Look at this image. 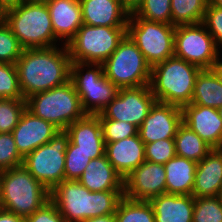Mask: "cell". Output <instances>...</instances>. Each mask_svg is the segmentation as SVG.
<instances>
[{
	"instance_id": "obj_1",
	"label": "cell",
	"mask_w": 222,
	"mask_h": 222,
	"mask_svg": "<svg viewBox=\"0 0 222 222\" xmlns=\"http://www.w3.org/2000/svg\"><path fill=\"white\" fill-rule=\"evenodd\" d=\"M15 65L24 99L70 80L71 58L64 44L50 48L23 49Z\"/></svg>"
},
{
	"instance_id": "obj_2",
	"label": "cell",
	"mask_w": 222,
	"mask_h": 222,
	"mask_svg": "<svg viewBox=\"0 0 222 222\" xmlns=\"http://www.w3.org/2000/svg\"><path fill=\"white\" fill-rule=\"evenodd\" d=\"M124 190L92 192L78 180H63L50 191L65 222H81L102 215L115 214Z\"/></svg>"
},
{
	"instance_id": "obj_3",
	"label": "cell",
	"mask_w": 222,
	"mask_h": 222,
	"mask_svg": "<svg viewBox=\"0 0 222 222\" xmlns=\"http://www.w3.org/2000/svg\"><path fill=\"white\" fill-rule=\"evenodd\" d=\"M201 70L175 55L151 67L149 86L156 101L180 108L190 104Z\"/></svg>"
},
{
	"instance_id": "obj_4",
	"label": "cell",
	"mask_w": 222,
	"mask_h": 222,
	"mask_svg": "<svg viewBox=\"0 0 222 222\" xmlns=\"http://www.w3.org/2000/svg\"><path fill=\"white\" fill-rule=\"evenodd\" d=\"M4 22L23 49L50 48L62 43L55 37L46 3H25L5 10Z\"/></svg>"
},
{
	"instance_id": "obj_5",
	"label": "cell",
	"mask_w": 222,
	"mask_h": 222,
	"mask_svg": "<svg viewBox=\"0 0 222 222\" xmlns=\"http://www.w3.org/2000/svg\"><path fill=\"white\" fill-rule=\"evenodd\" d=\"M49 200L50 190L23 165L1 172L0 204L3 210L25 218Z\"/></svg>"
},
{
	"instance_id": "obj_6",
	"label": "cell",
	"mask_w": 222,
	"mask_h": 222,
	"mask_svg": "<svg viewBox=\"0 0 222 222\" xmlns=\"http://www.w3.org/2000/svg\"><path fill=\"white\" fill-rule=\"evenodd\" d=\"M25 100L28 111L52 123L59 130H66L70 124L87 115L71 80L50 90L35 93Z\"/></svg>"
},
{
	"instance_id": "obj_7",
	"label": "cell",
	"mask_w": 222,
	"mask_h": 222,
	"mask_svg": "<svg viewBox=\"0 0 222 222\" xmlns=\"http://www.w3.org/2000/svg\"><path fill=\"white\" fill-rule=\"evenodd\" d=\"M126 28L83 24L66 44L71 61L103 64L125 37Z\"/></svg>"
},
{
	"instance_id": "obj_8",
	"label": "cell",
	"mask_w": 222,
	"mask_h": 222,
	"mask_svg": "<svg viewBox=\"0 0 222 222\" xmlns=\"http://www.w3.org/2000/svg\"><path fill=\"white\" fill-rule=\"evenodd\" d=\"M102 65L106 78L118 89L150 84L151 66L127 34Z\"/></svg>"
},
{
	"instance_id": "obj_9",
	"label": "cell",
	"mask_w": 222,
	"mask_h": 222,
	"mask_svg": "<svg viewBox=\"0 0 222 222\" xmlns=\"http://www.w3.org/2000/svg\"><path fill=\"white\" fill-rule=\"evenodd\" d=\"M70 80L87 114H99L117 95L118 88L109 81L102 64L71 61Z\"/></svg>"
},
{
	"instance_id": "obj_10",
	"label": "cell",
	"mask_w": 222,
	"mask_h": 222,
	"mask_svg": "<svg viewBox=\"0 0 222 222\" xmlns=\"http://www.w3.org/2000/svg\"><path fill=\"white\" fill-rule=\"evenodd\" d=\"M176 26L140 17H129L126 34L142 52L146 62L153 67L174 56Z\"/></svg>"
},
{
	"instance_id": "obj_11",
	"label": "cell",
	"mask_w": 222,
	"mask_h": 222,
	"mask_svg": "<svg viewBox=\"0 0 222 222\" xmlns=\"http://www.w3.org/2000/svg\"><path fill=\"white\" fill-rule=\"evenodd\" d=\"M70 141L65 130L58 133L46 144L27 154L23 166L48 190L65 180V152Z\"/></svg>"
},
{
	"instance_id": "obj_12",
	"label": "cell",
	"mask_w": 222,
	"mask_h": 222,
	"mask_svg": "<svg viewBox=\"0 0 222 222\" xmlns=\"http://www.w3.org/2000/svg\"><path fill=\"white\" fill-rule=\"evenodd\" d=\"M222 51L204 24L178 25L174 35V55L201 69H211Z\"/></svg>"
},
{
	"instance_id": "obj_13",
	"label": "cell",
	"mask_w": 222,
	"mask_h": 222,
	"mask_svg": "<svg viewBox=\"0 0 222 222\" xmlns=\"http://www.w3.org/2000/svg\"><path fill=\"white\" fill-rule=\"evenodd\" d=\"M155 102L149 85L120 88L116 97L97 115L99 119L125 121L139 128Z\"/></svg>"
},
{
	"instance_id": "obj_14",
	"label": "cell",
	"mask_w": 222,
	"mask_h": 222,
	"mask_svg": "<svg viewBox=\"0 0 222 222\" xmlns=\"http://www.w3.org/2000/svg\"><path fill=\"white\" fill-rule=\"evenodd\" d=\"M165 193L164 164L144 161L124 179L123 196L129 199L149 201Z\"/></svg>"
},
{
	"instance_id": "obj_15",
	"label": "cell",
	"mask_w": 222,
	"mask_h": 222,
	"mask_svg": "<svg viewBox=\"0 0 222 222\" xmlns=\"http://www.w3.org/2000/svg\"><path fill=\"white\" fill-rule=\"evenodd\" d=\"M181 124L182 109L180 107L156 101L138 128V135L144 144L174 138Z\"/></svg>"
},
{
	"instance_id": "obj_16",
	"label": "cell",
	"mask_w": 222,
	"mask_h": 222,
	"mask_svg": "<svg viewBox=\"0 0 222 222\" xmlns=\"http://www.w3.org/2000/svg\"><path fill=\"white\" fill-rule=\"evenodd\" d=\"M59 129L52 123L36 117L25 109L12 131L19 153L25 157L36 148L48 143Z\"/></svg>"
},
{
	"instance_id": "obj_17",
	"label": "cell",
	"mask_w": 222,
	"mask_h": 222,
	"mask_svg": "<svg viewBox=\"0 0 222 222\" xmlns=\"http://www.w3.org/2000/svg\"><path fill=\"white\" fill-rule=\"evenodd\" d=\"M181 109L182 123L212 148H222V119L218 109L191 103Z\"/></svg>"
},
{
	"instance_id": "obj_18",
	"label": "cell",
	"mask_w": 222,
	"mask_h": 222,
	"mask_svg": "<svg viewBox=\"0 0 222 222\" xmlns=\"http://www.w3.org/2000/svg\"><path fill=\"white\" fill-rule=\"evenodd\" d=\"M76 150L90 155L91 159L105 155L106 143L98 115L87 114L70 124L65 130Z\"/></svg>"
},
{
	"instance_id": "obj_19",
	"label": "cell",
	"mask_w": 222,
	"mask_h": 222,
	"mask_svg": "<svg viewBox=\"0 0 222 222\" xmlns=\"http://www.w3.org/2000/svg\"><path fill=\"white\" fill-rule=\"evenodd\" d=\"M55 37L66 45L84 24L79 0H48Z\"/></svg>"
},
{
	"instance_id": "obj_20",
	"label": "cell",
	"mask_w": 222,
	"mask_h": 222,
	"mask_svg": "<svg viewBox=\"0 0 222 222\" xmlns=\"http://www.w3.org/2000/svg\"><path fill=\"white\" fill-rule=\"evenodd\" d=\"M105 143V155L123 179L145 161V144L138 134L120 141Z\"/></svg>"
},
{
	"instance_id": "obj_21",
	"label": "cell",
	"mask_w": 222,
	"mask_h": 222,
	"mask_svg": "<svg viewBox=\"0 0 222 222\" xmlns=\"http://www.w3.org/2000/svg\"><path fill=\"white\" fill-rule=\"evenodd\" d=\"M83 23L90 26L127 27L130 13L121 0H79Z\"/></svg>"
},
{
	"instance_id": "obj_22",
	"label": "cell",
	"mask_w": 222,
	"mask_h": 222,
	"mask_svg": "<svg viewBox=\"0 0 222 222\" xmlns=\"http://www.w3.org/2000/svg\"><path fill=\"white\" fill-rule=\"evenodd\" d=\"M222 187V148H213L195 171L192 196L196 198L218 196Z\"/></svg>"
},
{
	"instance_id": "obj_23",
	"label": "cell",
	"mask_w": 222,
	"mask_h": 222,
	"mask_svg": "<svg viewBox=\"0 0 222 222\" xmlns=\"http://www.w3.org/2000/svg\"><path fill=\"white\" fill-rule=\"evenodd\" d=\"M155 222H193L195 198L192 195L161 194L149 200Z\"/></svg>"
},
{
	"instance_id": "obj_24",
	"label": "cell",
	"mask_w": 222,
	"mask_h": 222,
	"mask_svg": "<svg viewBox=\"0 0 222 222\" xmlns=\"http://www.w3.org/2000/svg\"><path fill=\"white\" fill-rule=\"evenodd\" d=\"M78 181L89 191L124 190V179L107 156L92 159Z\"/></svg>"
},
{
	"instance_id": "obj_25",
	"label": "cell",
	"mask_w": 222,
	"mask_h": 222,
	"mask_svg": "<svg viewBox=\"0 0 222 222\" xmlns=\"http://www.w3.org/2000/svg\"><path fill=\"white\" fill-rule=\"evenodd\" d=\"M196 166V162L177 155L166 162V193L192 195Z\"/></svg>"
},
{
	"instance_id": "obj_26",
	"label": "cell",
	"mask_w": 222,
	"mask_h": 222,
	"mask_svg": "<svg viewBox=\"0 0 222 222\" xmlns=\"http://www.w3.org/2000/svg\"><path fill=\"white\" fill-rule=\"evenodd\" d=\"M191 104L222 107V84L212 69H202L197 75Z\"/></svg>"
},
{
	"instance_id": "obj_27",
	"label": "cell",
	"mask_w": 222,
	"mask_h": 222,
	"mask_svg": "<svg viewBox=\"0 0 222 222\" xmlns=\"http://www.w3.org/2000/svg\"><path fill=\"white\" fill-rule=\"evenodd\" d=\"M174 141L176 155L196 163L200 162L213 149L184 123L178 127Z\"/></svg>"
},
{
	"instance_id": "obj_28",
	"label": "cell",
	"mask_w": 222,
	"mask_h": 222,
	"mask_svg": "<svg viewBox=\"0 0 222 222\" xmlns=\"http://www.w3.org/2000/svg\"><path fill=\"white\" fill-rule=\"evenodd\" d=\"M208 0H171V24L174 26L203 22Z\"/></svg>"
},
{
	"instance_id": "obj_29",
	"label": "cell",
	"mask_w": 222,
	"mask_h": 222,
	"mask_svg": "<svg viewBox=\"0 0 222 222\" xmlns=\"http://www.w3.org/2000/svg\"><path fill=\"white\" fill-rule=\"evenodd\" d=\"M116 222H155L154 210L149 201L132 200L125 196L119 201Z\"/></svg>"
},
{
	"instance_id": "obj_30",
	"label": "cell",
	"mask_w": 222,
	"mask_h": 222,
	"mask_svg": "<svg viewBox=\"0 0 222 222\" xmlns=\"http://www.w3.org/2000/svg\"><path fill=\"white\" fill-rule=\"evenodd\" d=\"M129 17L171 24V0H144Z\"/></svg>"
},
{
	"instance_id": "obj_31",
	"label": "cell",
	"mask_w": 222,
	"mask_h": 222,
	"mask_svg": "<svg viewBox=\"0 0 222 222\" xmlns=\"http://www.w3.org/2000/svg\"><path fill=\"white\" fill-rule=\"evenodd\" d=\"M25 109V99L0 98V133H12Z\"/></svg>"
},
{
	"instance_id": "obj_32",
	"label": "cell",
	"mask_w": 222,
	"mask_h": 222,
	"mask_svg": "<svg viewBox=\"0 0 222 222\" xmlns=\"http://www.w3.org/2000/svg\"><path fill=\"white\" fill-rule=\"evenodd\" d=\"M193 222H222V204L219 196L196 198Z\"/></svg>"
},
{
	"instance_id": "obj_33",
	"label": "cell",
	"mask_w": 222,
	"mask_h": 222,
	"mask_svg": "<svg viewBox=\"0 0 222 222\" xmlns=\"http://www.w3.org/2000/svg\"><path fill=\"white\" fill-rule=\"evenodd\" d=\"M22 51L10 27L5 22L0 23V63L16 64Z\"/></svg>"
},
{
	"instance_id": "obj_34",
	"label": "cell",
	"mask_w": 222,
	"mask_h": 222,
	"mask_svg": "<svg viewBox=\"0 0 222 222\" xmlns=\"http://www.w3.org/2000/svg\"><path fill=\"white\" fill-rule=\"evenodd\" d=\"M92 159L70 140L65 152V180H78Z\"/></svg>"
},
{
	"instance_id": "obj_35",
	"label": "cell",
	"mask_w": 222,
	"mask_h": 222,
	"mask_svg": "<svg viewBox=\"0 0 222 222\" xmlns=\"http://www.w3.org/2000/svg\"><path fill=\"white\" fill-rule=\"evenodd\" d=\"M0 98L24 99L15 64L0 63Z\"/></svg>"
},
{
	"instance_id": "obj_36",
	"label": "cell",
	"mask_w": 222,
	"mask_h": 222,
	"mask_svg": "<svg viewBox=\"0 0 222 222\" xmlns=\"http://www.w3.org/2000/svg\"><path fill=\"white\" fill-rule=\"evenodd\" d=\"M24 157L19 153L12 133H0V171L23 165Z\"/></svg>"
},
{
	"instance_id": "obj_37",
	"label": "cell",
	"mask_w": 222,
	"mask_h": 222,
	"mask_svg": "<svg viewBox=\"0 0 222 222\" xmlns=\"http://www.w3.org/2000/svg\"><path fill=\"white\" fill-rule=\"evenodd\" d=\"M105 142H116L138 134V128L125 121L100 119Z\"/></svg>"
},
{
	"instance_id": "obj_38",
	"label": "cell",
	"mask_w": 222,
	"mask_h": 222,
	"mask_svg": "<svg viewBox=\"0 0 222 222\" xmlns=\"http://www.w3.org/2000/svg\"><path fill=\"white\" fill-rule=\"evenodd\" d=\"M176 156L174 138L145 144V161L165 164Z\"/></svg>"
},
{
	"instance_id": "obj_39",
	"label": "cell",
	"mask_w": 222,
	"mask_h": 222,
	"mask_svg": "<svg viewBox=\"0 0 222 222\" xmlns=\"http://www.w3.org/2000/svg\"><path fill=\"white\" fill-rule=\"evenodd\" d=\"M204 26L213 37L216 46L222 48V8L208 4L203 18Z\"/></svg>"
},
{
	"instance_id": "obj_40",
	"label": "cell",
	"mask_w": 222,
	"mask_h": 222,
	"mask_svg": "<svg viewBox=\"0 0 222 222\" xmlns=\"http://www.w3.org/2000/svg\"><path fill=\"white\" fill-rule=\"evenodd\" d=\"M24 222H65L55 204L49 200L32 215L25 217Z\"/></svg>"
},
{
	"instance_id": "obj_41",
	"label": "cell",
	"mask_w": 222,
	"mask_h": 222,
	"mask_svg": "<svg viewBox=\"0 0 222 222\" xmlns=\"http://www.w3.org/2000/svg\"><path fill=\"white\" fill-rule=\"evenodd\" d=\"M0 222H24V218L6 210H0Z\"/></svg>"
},
{
	"instance_id": "obj_42",
	"label": "cell",
	"mask_w": 222,
	"mask_h": 222,
	"mask_svg": "<svg viewBox=\"0 0 222 222\" xmlns=\"http://www.w3.org/2000/svg\"><path fill=\"white\" fill-rule=\"evenodd\" d=\"M123 7L131 14L134 13L144 0H121Z\"/></svg>"
},
{
	"instance_id": "obj_43",
	"label": "cell",
	"mask_w": 222,
	"mask_h": 222,
	"mask_svg": "<svg viewBox=\"0 0 222 222\" xmlns=\"http://www.w3.org/2000/svg\"><path fill=\"white\" fill-rule=\"evenodd\" d=\"M81 222H116L115 214L102 215L94 218L85 219Z\"/></svg>"
},
{
	"instance_id": "obj_44",
	"label": "cell",
	"mask_w": 222,
	"mask_h": 222,
	"mask_svg": "<svg viewBox=\"0 0 222 222\" xmlns=\"http://www.w3.org/2000/svg\"><path fill=\"white\" fill-rule=\"evenodd\" d=\"M22 0H0V6L5 10L18 6L21 4Z\"/></svg>"
},
{
	"instance_id": "obj_45",
	"label": "cell",
	"mask_w": 222,
	"mask_h": 222,
	"mask_svg": "<svg viewBox=\"0 0 222 222\" xmlns=\"http://www.w3.org/2000/svg\"><path fill=\"white\" fill-rule=\"evenodd\" d=\"M211 69L216 73L222 84V57L214 64Z\"/></svg>"
},
{
	"instance_id": "obj_46",
	"label": "cell",
	"mask_w": 222,
	"mask_h": 222,
	"mask_svg": "<svg viewBox=\"0 0 222 222\" xmlns=\"http://www.w3.org/2000/svg\"><path fill=\"white\" fill-rule=\"evenodd\" d=\"M208 4L222 8V0H208Z\"/></svg>"
},
{
	"instance_id": "obj_47",
	"label": "cell",
	"mask_w": 222,
	"mask_h": 222,
	"mask_svg": "<svg viewBox=\"0 0 222 222\" xmlns=\"http://www.w3.org/2000/svg\"><path fill=\"white\" fill-rule=\"evenodd\" d=\"M25 3H47L48 0H22Z\"/></svg>"
},
{
	"instance_id": "obj_48",
	"label": "cell",
	"mask_w": 222,
	"mask_h": 222,
	"mask_svg": "<svg viewBox=\"0 0 222 222\" xmlns=\"http://www.w3.org/2000/svg\"><path fill=\"white\" fill-rule=\"evenodd\" d=\"M4 16H5V11H4V9L0 6V23L4 22Z\"/></svg>"
},
{
	"instance_id": "obj_49",
	"label": "cell",
	"mask_w": 222,
	"mask_h": 222,
	"mask_svg": "<svg viewBox=\"0 0 222 222\" xmlns=\"http://www.w3.org/2000/svg\"><path fill=\"white\" fill-rule=\"evenodd\" d=\"M219 199H220V201H221V204H222V187H221V190H220V193H219Z\"/></svg>"
},
{
	"instance_id": "obj_50",
	"label": "cell",
	"mask_w": 222,
	"mask_h": 222,
	"mask_svg": "<svg viewBox=\"0 0 222 222\" xmlns=\"http://www.w3.org/2000/svg\"><path fill=\"white\" fill-rule=\"evenodd\" d=\"M218 112H219L220 118L222 119V107L218 109Z\"/></svg>"
}]
</instances>
